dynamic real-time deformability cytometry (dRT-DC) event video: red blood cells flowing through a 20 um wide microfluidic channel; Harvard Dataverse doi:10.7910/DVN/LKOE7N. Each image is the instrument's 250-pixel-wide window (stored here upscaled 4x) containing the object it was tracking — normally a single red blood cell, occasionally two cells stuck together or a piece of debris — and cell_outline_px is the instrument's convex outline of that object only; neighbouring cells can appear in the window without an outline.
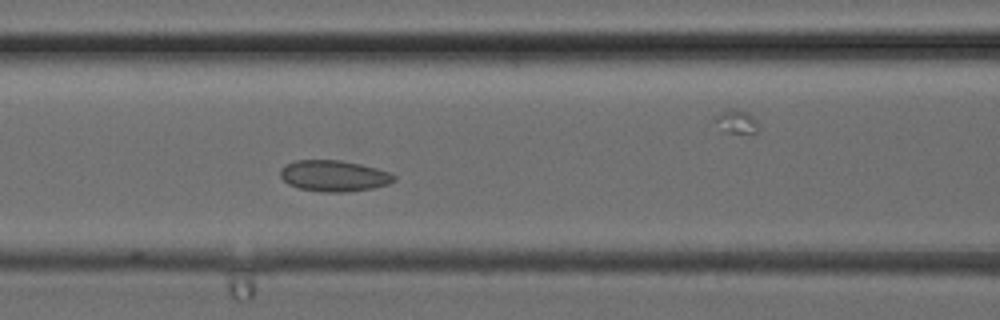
{"species": "common noctule bat (a hibernating species)", "species_latin": "Nyctalus noctula", "temperature_condition": "cold", "stored_images_in_passage": 13, "camera_frame_rate_fps": 3000, "um_per_image_px": 0.085, "animal": {"sex": "female", "body_mass_g": 24.6, "forearm_length_mm": 56.2}, "frame": {"image": 1, "passage_image": 10, "time_ms": 3.0, "image_size_px": [1000, 320], "cell_outline_px": [[396, 180], [388, 184], [372, 188], [348, 192], [320, 192], [300, 188], [288, 184], [280, 176], [280, 168], [284, 164], [296, 160], [340, 160], [360, 164], [376, 168], [388, 172], [396, 176]], "centroid_in_image_um": [28.36, 14.95], "position_along_channel_um": 138.2, "area_um2": 20.69}}
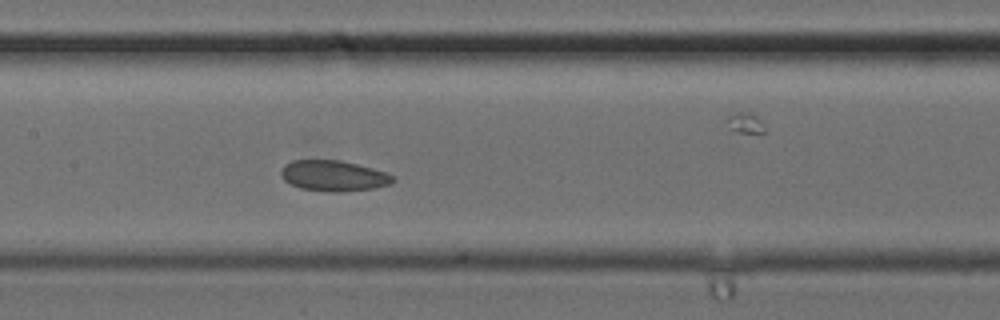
{"frame": {"image": 2, "passage_image": 12, "time_ms": 3.667, "image_size_px": [1000, 320], "cell_outline_px": [[396, 180], [392, 184], [372, 188], [344, 192], [328, 192], [300, 188], [284, 180], [280, 176], [280, 172], [284, 164], [292, 160], [340, 160], [388, 172], [396, 176]], "centroid_in_image_um": [28.38, 14.94], "position_along_channel_um": 179.0, "area_um2": 20.29}}